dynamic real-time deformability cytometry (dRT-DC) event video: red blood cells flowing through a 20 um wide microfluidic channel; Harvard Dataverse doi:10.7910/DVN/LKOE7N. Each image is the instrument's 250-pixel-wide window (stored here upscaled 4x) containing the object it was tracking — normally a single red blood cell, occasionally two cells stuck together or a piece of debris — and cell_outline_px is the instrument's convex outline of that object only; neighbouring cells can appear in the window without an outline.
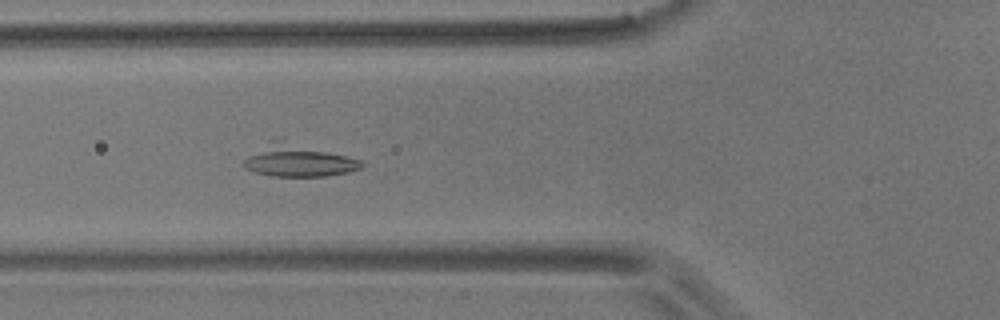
{"species": "common noctule bat (a hibernating species)", "species_latin": "Nyctalus noctula", "temperature_condition": "room temperature", "stored_images_in_passage": 6, "camera_frame_rate_fps": 3000, "um_per_image_px": 0.085, "animal": {"sex": "male", "body_mass_g": 17.9}, "frame": {"image": 1, "passage_image": 6, "time_ms": 6.333, "image_size_px": [1000, 320], "cell_outline_px": [[364, 168], [348, 172], [324, 176], [272, 176], [256, 172], [244, 168], [244, 160], [248, 156], [264, 152], [328, 152], [348, 156], [360, 160], [364, 164]], "centroid_in_image_um": [25.63, 13.92], "position_along_channel_um": 100.2, "area_um2": 17.51}}